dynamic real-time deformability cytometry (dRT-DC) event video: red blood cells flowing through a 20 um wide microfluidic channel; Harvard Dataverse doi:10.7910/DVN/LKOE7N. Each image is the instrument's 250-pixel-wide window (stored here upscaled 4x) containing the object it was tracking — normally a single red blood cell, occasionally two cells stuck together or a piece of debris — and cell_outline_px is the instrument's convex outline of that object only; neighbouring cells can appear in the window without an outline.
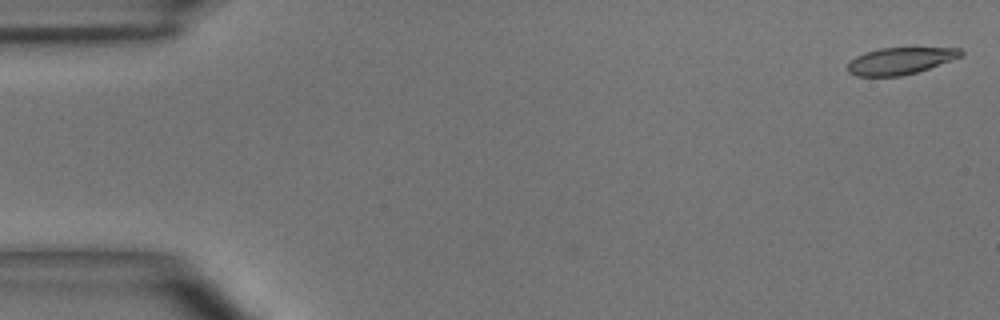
{"species": "common noctule bat (a hibernating species)", "species_latin": "Nyctalus noctula", "temperature_condition": "room temperature", "stored_images_in_passage": 46, "camera_frame_rate_fps": 3000, "um_per_image_px": 0.085, "animal": {"sex": "male", "body_mass_g": 15.6}, "frame": {"image": 1, "passage_image": 1, "time_ms": 0.0, "image_size_px": [1000, 320], "cell_outline_px": [[964, 56], [916, 72], [900, 76], [856, 76], [848, 72], [848, 64], [856, 56], [880, 48], [960, 48], [964, 52]], "centroid_in_image_um": [76.55, 5.17], "position_along_channel_um": 8.4, "area_um2": 17.51}}
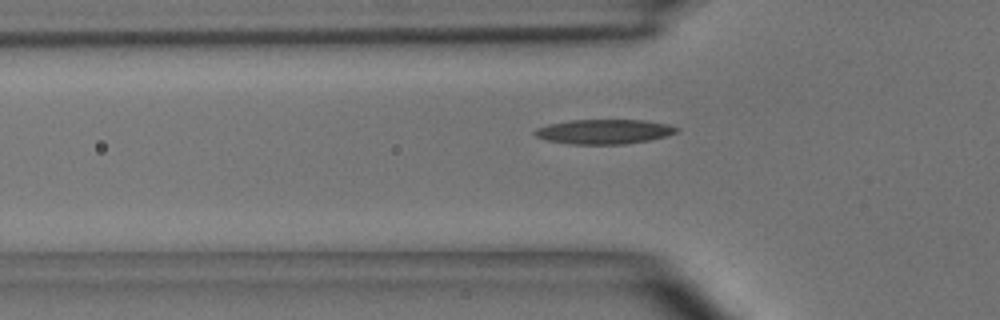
{"frame": {"image": 2, "passage_image": 16, "time_ms": 5.0, "image_size_px": [1000, 320], "cell_outline_px": [[680, 132], [648, 140], [624, 144], [568, 144], [544, 140], [536, 136], [532, 132], [536, 128], [548, 124], [572, 120], [644, 120], [668, 124], [680, 128]], "centroid_in_image_um": [51.33, 11.19], "position_along_channel_um": 74.5, "area_um2": 20.46}}
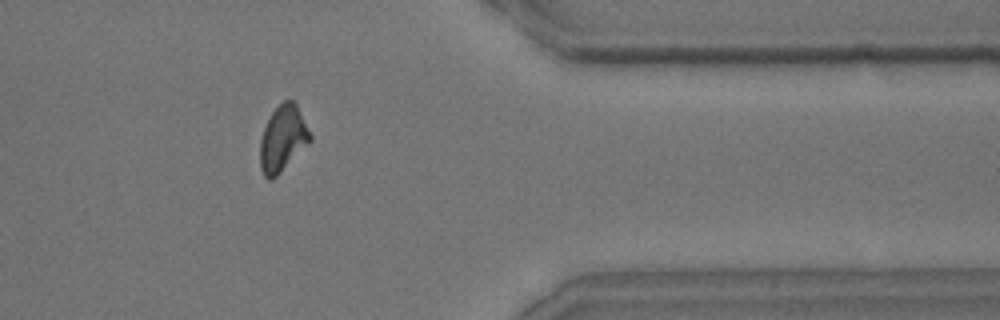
{"frame": {"image": 3, "passage_image": 41, "time_ms": 13.333, "image_size_px": [1000, 320], "cell_outline_px": [[312, 140], [272, 180], [268, 180], [264, 176], [260, 168], [260, 140], [264, 128], [272, 112], [284, 100], [292, 100], [296, 104], [312, 136]], "centroid_in_image_um": [24.03, 11.8], "position_along_channel_um": 387.4, "area_um2": 18.96}, "authors_computed_cell_mechanics": {"area_um2": 19.1318, "velocity_mm_per_s": 3.9547, "shape_relaxation_time_tau1_ms": 5.4246, "shape_relaxation_time_tau2_ms": null, "deformation_change_tau1": 0.1819, "deformation_change_tau2": null}}